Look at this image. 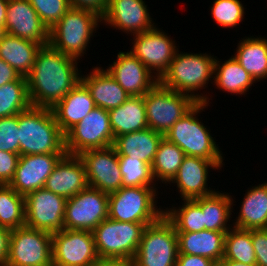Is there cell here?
Instances as JSON below:
<instances>
[{"mask_svg":"<svg viewBox=\"0 0 267 266\" xmlns=\"http://www.w3.org/2000/svg\"><path fill=\"white\" fill-rule=\"evenodd\" d=\"M20 75L3 59H0V87L8 82L17 80Z\"/></svg>","mask_w":267,"mask_h":266,"instance_id":"bcb514c9","label":"cell"},{"mask_svg":"<svg viewBox=\"0 0 267 266\" xmlns=\"http://www.w3.org/2000/svg\"><path fill=\"white\" fill-rule=\"evenodd\" d=\"M215 58L206 53H183L177 50L159 82L170 90L187 94L197 102H205L209 106L210 98L195 91L205 89L213 78Z\"/></svg>","mask_w":267,"mask_h":266,"instance_id":"3957f363","label":"cell"},{"mask_svg":"<svg viewBox=\"0 0 267 266\" xmlns=\"http://www.w3.org/2000/svg\"><path fill=\"white\" fill-rule=\"evenodd\" d=\"M113 143L109 112L97 106L65 134V151L69 155L107 148Z\"/></svg>","mask_w":267,"mask_h":266,"instance_id":"8fae6325","label":"cell"},{"mask_svg":"<svg viewBox=\"0 0 267 266\" xmlns=\"http://www.w3.org/2000/svg\"><path fill=\"white\" fill-rule=\"evenodd\" d=\"M65 154H34L20 156L15 175L9 185L20 195L26 196L44 188L47 178Z\"/></svg>","mask_w":267,"mask_h":266,"instance_id":"ffe728a7","label":"cell"},{"mask_svg":"<svg viewBox=\"0 0 267 266\" xmlns=\"http://www.w3.org/2000/svg\"><path fill=\"white\" fill-rule=\"evenodd\" d=\"M20 156L66 154L65 135L51 108L30 106L18 114Z\"/></svg>","mask_w":267,"mask_h":266,"instance_id":"7a4b0ae2","label":"cell"},{"mask_svg":"<svg viewBox=\"0 0 267 266\" xmlns=\"http://www.w3.org/2000/svg\"><path fill=\"white\" fill-rule=\"evenodd\" d=\"M148 127L165 134L196 103L191 96L157 82L144 96Z\"/></svg>","mask_w":267,"mask_h":266,"instance_id":"9c48e42d","label":"cell"},{"mask_svg":"<svg viewBox=\"0 0 267 266\" xmlns=\"http://www.w3.org/2000/svg\"><path fill=\"white\" fill-rule=\"evenodd\" d=\"M108 112L114 139L148 128L143 96H130L122 105Z\"/></svg>","mask_w":267,"mask_h":266,"instance_id":"f1b7e54d","label":"cell"},{"mask_svg":"<svg viewBox=\"0 0 267 266\" xmlns=\"http://www.w3.org/2000/svg\"><path fill=\"white\" fill-rule=\"evenodd\" d=\"M226 233L211 230L177 232L178 254L203 256L220 263L224 255Z\"/></svg>","mask_w":267,"mask_h":266,"instance_id":"d4e9b609","label":"cell"},{"mask_svg":"<svg viewBox=\"0 0 267 266\" xmlns=\"http://www.w3.org/2000/svg\"><path fill=\"white\" fill-rule=\"evenodd\" d=\"M244 9L240 0H214L211 14L217 25L223 29L232 28L243 21Z\"/></svg>","mask_w":267,"mask_h":266,"instance_id":"f35d334b","label":"cell"},{"mask_svg":"<svg viewBox=\"0 0 267 266\" xmlns=\"http://www.w3.org/2000/svg\"><path fill=\"white\" fill-rule=\"evenodd\" d=\"M101 23L102 18L96 12L71 7L49 29V44L64 55L79 61L89 47L94 31L96 33Z\"/></svg>","mask_w":267,"mask_h":266,"instance_id":"277c9868","label":"cell"},{"mask_svg":"<svg viewBox=\"0 0 267 266\" xmlns=\"http://www.w3.org/2000/svg\"><path fill=\"white\" fill-rule=\"evenodd\" d=\"M158 27L133 35L130 52L159 80L168 70L178 46ZM134 41V42H133Z\"/></svg>","mask_w":267,"mask_h":266,"instance_id":"5bb4252c","label":"cell"},{"mask_svg":"<svg viewBox=\"0 0 267 266\" xmlns=\"http://www.w3.org/2000/svg\"><path fill=\"white\" fill-rule=\"evenodd\" d=\"M222 260H233L245 264H256L251 230L232 227L224 240V255Z\"/></svg>","mask_w":267,"mask_h":266,"instance_id":"d590c367","label":"cell"},{"mask_svg":"<svg viewBox=\"0 0 267 266\" xmlns=\"http://www.w3.org/2000/svg\"><path fill=\"white\" fill-rule=\"evenodd\" d=\"M184 157L185 154L180 147L163 137L151 164L155 182L160 180L164 184H170Z\"/></svg>","mask_w":267,"mask_h":266,"instance_id":"d6a6232c","label":"cell"},{"mask_svg":"<svg viewBox=\"0 0 267 266\" xmlns=\"http://www.w3.org/2000/svg\"><path fill=\"white\" fill-rule=\"evenodd\" d=\"M30 106L26 77L0 87V118L17 115Z\"/></svg>","mask_w":267,"mask_h":266,"instance_id":"e575fe53","label":"cell"},{"mask_svg":"<svg viewBox=\"0 0 267 266\" xmlns=\"http://www.w3.org/2000/svg\"><path fill=\"white\" fill-rule=\"evenodd\" d=\"M97 266H137L133 259L129 260H101Z\"/></svg>","mask_w":267,"mask_h":266,"instance_id":"c3c4849f","label":"cell"},{"mask_svg":"<svg viewBox=\"0 0 267 266\" xmlns=\"http://www.w3.org/2000/svg\"><path fill=\"white\" fill-rule=\"evenodd\" d=\"M100 261L92 232L63 229L52 234V266H97Z\"/></svg>","mask_w":267,"mask_h":266,"instance_id":"4fadbf2b","label":"cell"},{"mask_svg":"<svg viewBox=\"0 0 267 266\" xmlns=\"http://www.w3.org/2000/svg\"><path fill=\"white\" fill-rule=\"evenodd\" d=\"M216 263L206 257L189 254H178L175 266H214Z\"/></svg>","mask_w":267,"mask_h":266,"instance_id":"f6af8a7d","label":"cell"},{"mask_svg":"<svg viewBox=\"0 0 267 266\" xmlns=\"http://www.w3.org/2000/svg\"><path fill=\"white\" fill-rule=\"evenodd\" d=\"M8 0H0V32L5 31Z\"/></svg>","mask_w":267,"mask_h":266,"instance_id":"681fc988","label":"cell"},{"mask_svg":"<svg viewBox=\"0 0 267 266\" xmlns=\"http://www.w3.org/2000/svg\"><path fill=\"white\" fill-rule=\"evenodd\" d=\"M69 3L71 7L88 9L102 17L106 11L108 0H69Z\"/></svg>","mask_w":267,"mask_h":266,"instance_id":"ee69618b","label":"cell"},{"mask_svg":"<svg viewBox=\"0 0 267 266\" xmlns=\"http://www.w3.org/2000/svg\"><path fill=\"white\" fill-rule=\"evenodd\" d=\"M234 58L255 82L267 78V39L245 37L239 41Z\"/></svg>","mask_w":267,"mask_h":266,"instance_id":"4dcf8cb0","label":"cell"},{"mask_svg":"<svg viewBox=\"0 0 267 266\" xmlns=\"http://www.w3.org/2000/svg\"><path fill=\"white\" fill-rule=\"evenodd\" d=\"M4 32L41 46L49 44V29L28 0H8Z\"/></svg>","mask_w":267,"mask_h":266,"instance_id":"d6986e66","label":"cell"},{"mask_svg":"<svg viewBox=\"0 0 267 266\" xmlns=\"http://www.w3.org/2000/svg\"><path fill=\"white\" fill-rule=\"evenodd\" d=\"M223 266H258L257 264H245L233 260H221L220 262Z\"/></svg>","mask_w":267,"mask_h":266,"instance_id":"f907efd6","label":"cell"},{"mask_svg":"<svg viewBox=\"0 0 267 266\" xmlns=\"http://www.w3.org/2000/svg\"><path fill=\"white\" fill-rule=\"evenodd\" d=\"M122 187H156L151 165L129 156H118Z\"/></svg>","mask_w":267,"mask_h":266,"instance_id":"74e56055","label":"cell"},{"mask_svg":"<svg viewBox=\"0 0 267 266\" xmlns=\"http://www.w3.org/2000/svg\"><path fill=\"white\" fill-rule=\"evenodd\" d=\"M95 103L87 87L80 81L66 96L52 108L60 130L65 135L94 108Z\"/></svg>","mask_w":267,"mask_h":266,"instance_id":"603a6c76","label":"cell"},{"mask_svg":"<svg viewBox=\"0 0 267 266\" xmlns=\"http://www.w3.org/2000/svg\"><path fill=\"white\" fill-rule=\"evenodd\" d=\"M109 194L87 187L65 204L64 229L92 232L104 219L108 218Z\"/></svg>","mask_w":267,"mask_h":266,"instance_id":"7c38bea8","label":"cell"},{"mask_svg":"<svg viewBox=\"0 0 267 266\" xmlns=\"http://www.w3.org/2000/svg\"><path fill=\"white\" fill-rule=\"evenodd\" d=\"M88 186L106 193L122 187V174L118 155L113 146L82 152Z\"/></svg>","mask_w":267,"mask_h":266,"instance_id":"2e32d148","label":"cell"},{"mask_svg":"<svg viewBox=\"0 0 267 266\" xmlns=\"http://www.w3.org/2000/svg\"><path fill=\"white\" fill-rule=\"evenodd\" d=\"M214 266H223L221 263H216Z\"/></svg>","mask_w":267,"mask_h":266,"instance_id":"816d5d0a","label":"cell"},{"mask_svg":"<svg viewBox=\"0 0 267 266\" xmlns=\"http://www.w3.org/2000/svg\"><path fill=\"white\" fill-rule=\"evenodd\" d=\"M213 80L217 89L233 95L246 94L251 86L256 83L233 55L224 63L215 58Z\"/></svg>","mask_w":267,"mask_h":266,"instance_id":"1f68e13d","label":"cell"},{"mask_svg":"<svg viewBox=\"0 0 267 266\" xmlns=\"http://www.w3.org/2000/svg\"><path fill=\"white\" fill-rule=\"evenodd\" d=\"M208 105L197 102L181 119L168 130L164 137L182 149L185 156L201 157L207 160H223L215 138L197 118Z\"/></svg>","mask_w":267,"mask_h":266,"instance_id":"5b68a950","label":"cell"},{"mask_svg":"<svg viewBox=\"0 0 267 266\" xmlns=\"http://www.w3.org/2000/svg\"><path fill=\"white\" fill-rule=\"evenodd\" d=\"M81 82L89 90L95 106L107 111L122 105L130 97L102 67H94L87 75L81 74Z\"/></svg>","mask_w":267,"mask_h":266,"instance_id":"cb8c5ba5","label":"cell"},{"mask_svg":"<svg viewBox=\"0 0 267 266\" xmlns=\"http://www.w3.org/2000/svg\"><path fill=\"white\" fill-rule=\"evenodd\" d=\"M25 226V199L10 185H0V227L10 230Z\"/></svg>","mask_w":267,"mask_h":266,"instance_id":"836d02e7","label":"cell"},{"mask_svg":"<svg viewBox=\"0 0 267 266\" xmlns=\"http://www.w3.org/2000/svg\"><path fill=\"white\" fill-rule=\"evenodd\" d=\"M251 238L256 254V264L267 266V229H251Z\"/></svg>","mask_w":267,"mask_h":266,"instance_id":"7bdbcfd3","label":"cell"},{"mask_svg":"<svg viewBox=\"0 0 267 266\" xmlns=\"http://www.w3.org/2000/svg\"><path fill=\"white\" fill-rule=\"evenodd\" d=\"M5 266H52V234L27 226L12 229Z\"/></svg>","mask_w":267,"mask_h":266,"instance_id":"30bf717a","label":"cell"},{"mask_svg":"<svg viewBox=\"0 0 267 266\" xmlns=\"http://www.w3.org/2000/svg\"><path fill=\"white\" fill-rule=\"evenodd\" d=\"M194 200L202 209L205 230L228 232L233 227V224H227L232 218L231 214L235 205L229 193L215 191L208 196Z\"/></svg>","mask_w":267,"mask_h":266,"instance_id":"f546056e","label":"cell"},{"mask_svg":"<svg viewBox=\"0 0 267 266\" xmlns=\"http://www.w3.org/2000/svg\"><path fill=\"white\" fill-rule=\"evenodd\" d=\"M0 151L20 154L18 114L0 118Z\"/></svg>","mask_w":267,"mask_h":266,"instance_id":"60d3db41","label":"cell"},{"mask_svg":"<svg viewBox=\"0 0 267 266\" xmlns=\"http://www.w3.org/2000/svg\"><path fill=\"white\" fill-rule=\"evenodd\" d=\"M233 226L240 229H267V182L247 190Z\"/></svg>","mask_w":267,"mask_h":266,"instance_id":"83f0119b","label":"cell"},{"mask_svg":"<svg viewBox=\"0 0 267 266\" xmlns=\"http://www.w3.org/2000/svg\"><path fill=\"white\" fill-rule=\"evenodd\" d=\"M181 207H167L164 215L173 223L177 232H199L205 230L203 213L195 200H182Z\"/></svg>","mask_w":267,"mask_h":266,"instance_id":"8d00e7d4","label":"cell"},{"mask_svg":"<svg viewBox=\"0 0 267 266\" xmlns=\"http://www.w3.org/2000/svg\"><path fill=\"white\" fill-rule=\"evenodd\" d=\"M178 253L177 231L163 215L145 226L133 260L137 266H175Z\"/></svg>","mask_w":267,"mask_h":266,"instance_id":"ba28073f","label":"cell"},{"mask_svg":"<svg viewBox=\"0 0 267 266\" xmlns=\"http://www.w3.org/2000/svg\"><path fill=\"white\" fill-rule=\"evenodd\" d=\"M10 233V229L0 227V266H5L7 261Z\"/></svg>","mask_w":267,"mask_h":266,"instance_id":"7dc6e473","label":"cell"},{"mask_svg":"<svg viewBox=\"0 0 267 266\" xmlns=\"http://www.w3.org/2000/svg\"><path fill=\"white\" fill-rule=\"evenodd\" d=\"M157 190L156 187L148 186L121 187L109 193L108 218L120 222H156L165 211L157 206Z\"/></svg>","mask_w":267,"mask_h":266,"instance_id":"8992f818","label":"cell"},{"mask_svg":"<svg viewBox=\"0 0 267 266\" xmlns=\"http://www.w3.org/2000/svg\"><path fill=\"white\" fill-rule=\"evenodd\" d=\"M20 154L0 151V185H9L17 168Z\"/></svg>","mask_w":267,"mask_h":266,"instance_id":"b9f144b4","label":"cell"},{"mask_svg":"<svg viewBox=\"0 0 267 266\" xmlns=\"http://www.w3.org/2000/svg\"><path fill=\"white\" fill-rule=\"evenodd\" d=\"M40 44L0 32V59L7 62L20 76L27 77L34 65Z\"/></svg>","mask_w":267,"mask_h":266,"instance_id":"4316f807","label":"cell"},{"mask_svg":"<svg viewBox=\"0 0 267 266\" xmlns=\"http://www.w3.org/2000/svg\"><path fill=\"white\" fill-rule=\"evenodd\" d=\"M143 0H108L102 23L135 35L153 29L154 22Z\"/></svg>","mask_w":267,"mask_h":266,"instance_id":"ac0fdd59","label":"cell"},{"mask_svg":"<svg viewBox=\"0 0 267 266\" xmlns=\"http://www.w3.org/2000/svg\"><path fill=\"white\" fill-rule=\"evenodd\" d=\"M24 199L25 226L51 234L64 229L65 197L41 188Z\"/></svg>","mask_w":267,"mask_h":266,"instance_id":"9a60e30c","label":"cell"},{"mask_svg":"<svg viewBox=\"0 0 267 266\" xmlns=\"http://www.w3.org/2000/svg\"><path fill=\"white\" fill-rule=\"evenodd\" d=\"M78 63L50 44L41 46L26 77L31 106L52 108L61 101L81 81Z\"/></svg>","mask_w":267,"mask_h":266,"instance_id":"6da1fadb","label":"cell"},{"mask_svg":"<svg viewBox=\"0 0 267 266\" xmlns=\"http://www.w3.org/2000/svg\"><path fill=\"white\" fill-rule=\"evenodd\" d=\"M48 29L71 8L69 0H28Z\"/></svg>","mask_w":267,"mask_h":266,"instance_id":"ab89813d","label":"cell"},{"mask_svg":"<svg viewBox=\"0 0 267 266\" xmlns=\"http://www.w3.org/2000/svg\"><path fill=\"white\" fill-rule=\"evenodd\" d=\"M152 223L120 222L104 219L93 231L100 260L133 259L146 225Z\"/></svg>","mask_w":267,"mask_h":266,"instance_id":"52a82bcc","label":"cell"},{"mask_svg":"<svg viewBox=\"0 0 267 266\" xmlns=\"http://www.w3.org/2000/svg\"><path fill=\"white\" fill-rule=\"evenodd\" d=\"M107 72L129 96H144L159 80L130 51L118 52Z\"/></svg>","mask_w":267,"mask_h":266,"instance_id":"44dd1931","label":"cell"},{"mask_svg":"<svg viewBox=\"0 0 267 266\" xmlns=\"http://www.w3.org/2000/svg\"><path fill=\"white\" fill-rule=\"evenodd\" d=\"M163 137V134L148 127L117 136L114 139L113 147L118 156H129L151 165Z\"/></svg>","mask_w":267,"mask_h":266,"instance_id":"484cf974","label":"cell"},{"mask_svg":"<svg viewBox=\"0 0 267 266\" xmlns=\"http://www.w3.org/2000/svg\"><path fill=\"white\" fill-rule=\"evenodd\" d=\"M224 160H207L201 157L185 156L176 176L170 183H176L182 200H194L208 196L216 190L208 187L209 169L220 170Z\"/></svg>","mask_w":267,"mask_h":266,"instance_id":"e0dca14e","label":"cell"},{"mask_svg":"<svg viewBox=\"0 0 267 266\" xmlns=\"http://www.w3.org/2000/svg\"><path fill=\"white\" fill-rule=\"evenodd\" d=\"M88 187L86 170L79 155L65 154L47 178L44 188L66 199Z\"/></svg>","mask_w":267,"mask_h":266,"instance_id":"7402d4cb","label":"cell"}]
</instances>
